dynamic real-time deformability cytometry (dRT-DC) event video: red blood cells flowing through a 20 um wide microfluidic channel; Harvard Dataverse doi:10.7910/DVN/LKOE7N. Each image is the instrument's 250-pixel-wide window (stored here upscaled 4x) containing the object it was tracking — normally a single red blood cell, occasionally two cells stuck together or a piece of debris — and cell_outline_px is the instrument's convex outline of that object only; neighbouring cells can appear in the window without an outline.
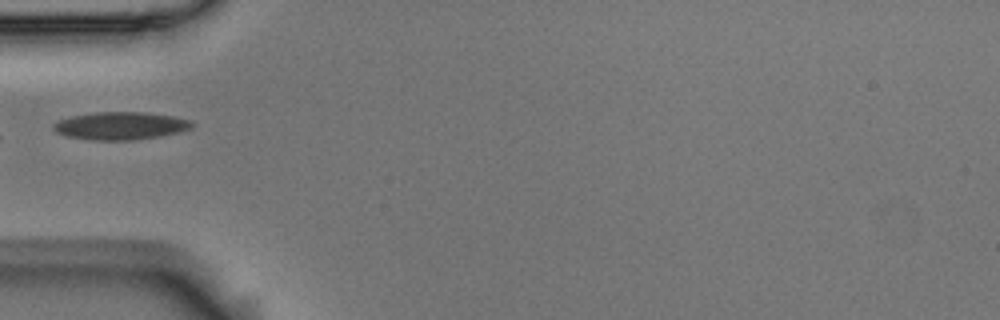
{"species": "Egyptian fruit bat (a non-hibernating species)", "species_latin": "Rousettus aegyptiacus", "temperature_condition": "room temperature", "stored_images_in_passage": 6, "camera_frame_rate_fps": 3000, "um_per_image_px": 0.085, "animal": {"sex": "male"}, "frame": {"image": 1, "passage_image": 6, "time_ms": 1.667, "image_size_px": [1000, 320], "cell_outline_px": [[192, 128], [180, 132], [160, 136], [136, 140], [92, 140], [68, 136], [56, 132], [52, 128], [52, 124], [56, 120], [72, 116], [96, 112], [144, 112], [172, 116], [192, 120]], "centroid_in_image_um": [10.23, 10.69], "position_along_channel_um": 74.8, "area_um2": 22.48}}